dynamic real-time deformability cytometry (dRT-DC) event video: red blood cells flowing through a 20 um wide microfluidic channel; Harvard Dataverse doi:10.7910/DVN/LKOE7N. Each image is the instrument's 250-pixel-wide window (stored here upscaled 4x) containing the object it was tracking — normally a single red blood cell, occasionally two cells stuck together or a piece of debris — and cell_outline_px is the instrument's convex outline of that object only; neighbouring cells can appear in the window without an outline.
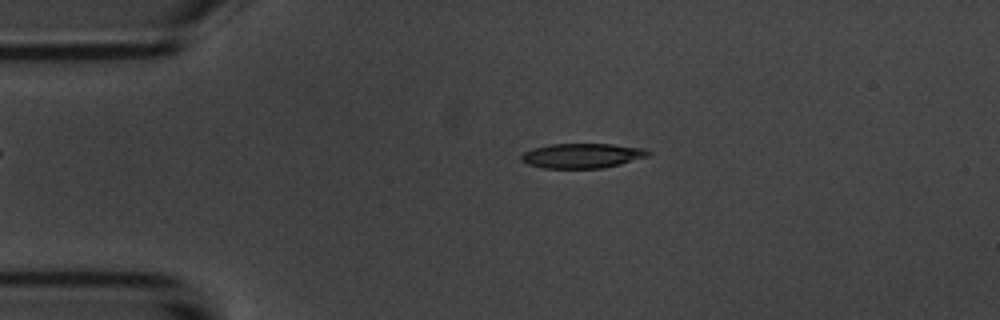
{"species": "common noctule bat (a hibernating species)", "species_latin": "Nyctalus noctula", "temperature_condition": "room temperature", "stored_images_in_passage": 4, "camera_frame_rate_fps": 3000, "um_per_image_px": 0.085, "animal": {"sex": "male", "body_mass_g": 20.1, "forearm_length_mm": 53.5}, "frame": {"image": 1, "passage_image": 3, "time_ms": 2.333, "image_size_px": [1000, 320], "cell_outline_px": [[652, 152], [648, 156], [620, 164], [604, 168], [544, 168], [528, 164], [520, 160], [520, 156], [524, 152], [532, 148], [552, 144], [612, 144], [644, 148]], "centroid_in_image_um": [49.48, 13.23], "position_along_channel_um": 35.5, "area_um2": 18.32}}